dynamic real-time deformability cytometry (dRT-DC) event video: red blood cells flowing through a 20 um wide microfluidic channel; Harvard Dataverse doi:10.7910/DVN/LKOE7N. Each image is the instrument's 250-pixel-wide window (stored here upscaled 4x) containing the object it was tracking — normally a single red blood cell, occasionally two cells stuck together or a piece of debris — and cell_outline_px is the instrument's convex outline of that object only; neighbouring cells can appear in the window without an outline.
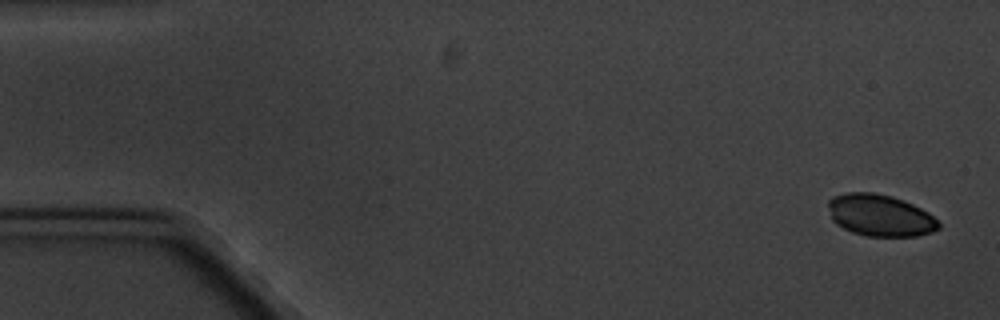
{"species": "common noctule bat (a hibernating species)", "species_latin": "Nyctalus noctula", "temperature_condition": "cold", "stored_images_in_passage": 7, "camera_frame_rate_fps": 3000, "um_per_image_px": 0.085, "animal": {"sex": "male", "body_mass_g": 20.1, "forearm_length_mm": 53.5}, "frame": {"image": 1, "passage_image": 1, "time_ms": 0.0, "image_size_px": [1000, 320], "cell_outline_px": [[940, 228], [932, 232], [916, 236], [868, 236], [852, 232], [836, 224], [832, 220], [828, 204], [828, 200], [832, 196], [844, 192], [872, 192], [892, 196], [904, 200], [928, 212], [940, 224]], "centroid_in_image_um": [74.79, 18.29], "position_along_channel_um": 10.2, "area_um2": 26.93}}
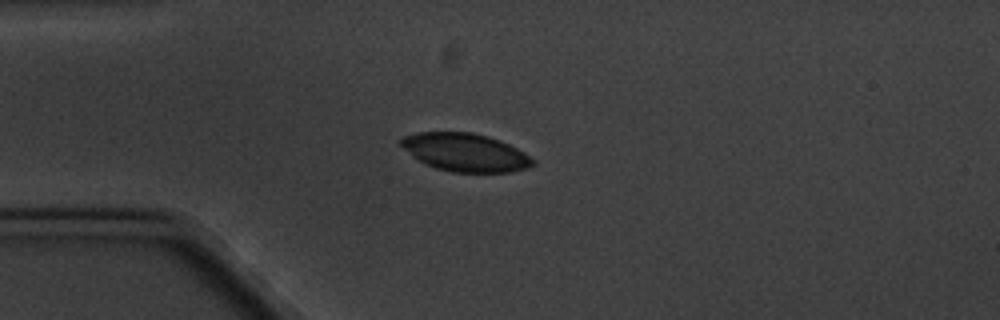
{"frame": {"image": 2, "passage_image": 4, "time_ms": 4.333, "image_size_px": [1000, 320], "cell_outline_px": [[536, 164], [528, 168], [512, 172], [452, 172], [436, 168], [424, 164], [404, 148], [400, 144], [400, 140], [404, 136], [416, 132], [472, 132], [508, 144], [524, 152], [536, 160]], "centroid_in_image_um": [39.57, 12.96], "position_along_channel_um": 45.4, "area_um2": 29.07}}